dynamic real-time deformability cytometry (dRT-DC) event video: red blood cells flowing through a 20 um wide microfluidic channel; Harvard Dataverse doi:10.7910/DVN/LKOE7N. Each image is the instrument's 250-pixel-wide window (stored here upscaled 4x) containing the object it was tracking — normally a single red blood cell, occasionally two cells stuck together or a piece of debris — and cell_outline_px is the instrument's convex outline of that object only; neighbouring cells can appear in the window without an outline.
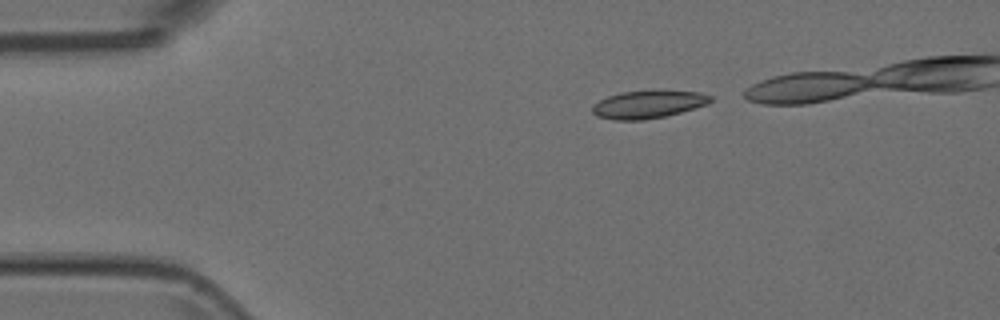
{"species": "Egyptian fruit bat (a non-hibernating species)", "species_latin": "Rousettus aegyptiacus", "temperature_condition": "room temperature", "stored_images_in_passage": 7, "camera_frame_rate_fps": 3000, "um_per_image_px": 0.085, "animal": {"sex": "female"}, "frame": {"image": 1, "passage_image": 1, "time_ms": 0.0, "image_size_px": [1000, 320], "cell_outline_px": [[712, 100], [708, 104], [680, 112], [664, 116], [644, 120], [616, 120], [596, 116], [592, 112], [592, 104], [608, 96], [620, 92], [652, 88], [700, 92], [712, 96]], "centroid_in_image_um": [55.1, 8.83], "position_along_channel_um": 29.9, "area_um2": 19.77}}
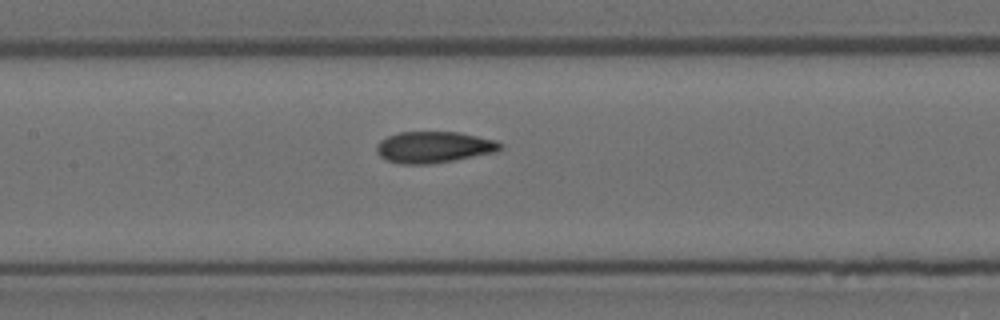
{"frame": {"image": 2, "passage_image": 6, "time_ms": 1.667, "image_size_px": [1000, 320], "cell_outline_px": [[504, 148], [496, 152], [432, 164], [404, 164], [388, 160], [380, 156], [376, 152], [376, 148], [380, 140], [388, 136], [400, 132], [460, 132], [496, 140]], "centroid_in_image_um": [36.89, 12.5], "position_along_channel_um": 170.5, "area_um2": 22.54}}